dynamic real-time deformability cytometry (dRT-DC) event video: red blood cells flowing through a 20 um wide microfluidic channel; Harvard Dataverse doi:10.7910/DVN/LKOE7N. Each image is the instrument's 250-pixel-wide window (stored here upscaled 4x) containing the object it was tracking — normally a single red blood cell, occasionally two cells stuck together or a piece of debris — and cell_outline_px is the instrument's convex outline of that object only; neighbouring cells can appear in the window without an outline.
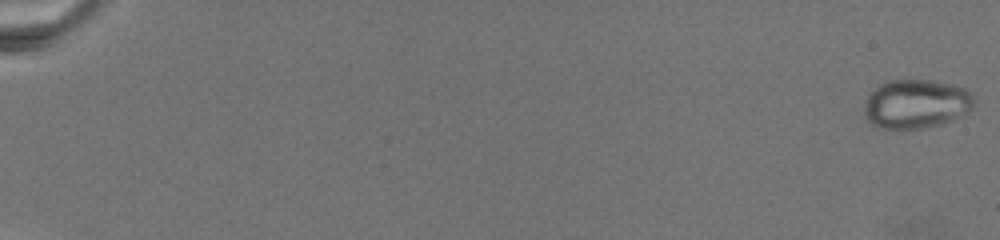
{"species": "common noctule bat (a hibernating species)", "species_latin": "Nyctalus noctula", "temperature_condition": "warm", "stored_images_in_passage": 16, "camera_frame_rate_fps": 3000, "um_per_image_px": 0.085, "animal": {"sex": "female", "body_mass_g": 19.5, "forearm_length_mm": 54.1}, "frame": {"image": 1, "passage_image": 1, "time_ms": 0.0, "image_size_px": [1000, 240], "cell_outline_px": [[972, 104], [968, 112], [964, 116], [940, 124], [924, 128], [880, 128], [872, 124], [864, 116], [864, 108], [868, 96], [880, 84], [888, 80], [932, 80], [952, 84], [964, 88], [972, 92]], "centroid_in_image_um": [77.88, 8.83], "position_along_channel_um": 7.1, "area_um2": 31.27}}
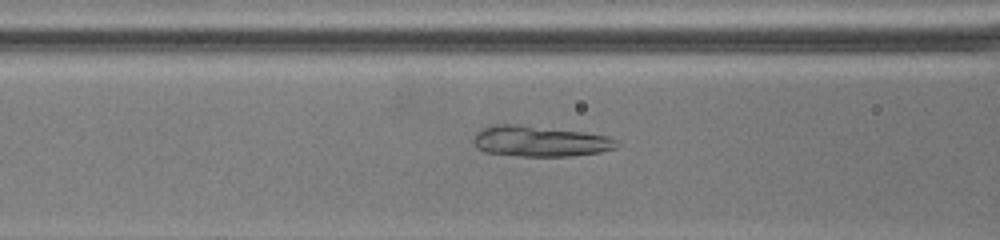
{"frame": {"image": 2, "passage_image": 13, "time_ms": 11.667, "image_size_px": [1000, 240], "cell_outline_px": [[620, 144], [616, 148], [600, 152], [572, 156], [516, 156], [484, 152], [476, 148], [472, 144], [472, 140], [476, 132], [480, 128], [492, 124], [520, 124], [588, 132], [608, 136], [616, 140]], "centroid_in_image_um": [45.85, 11.99], "position_along_channel_um": 120.7, "area_um2": 26.3}}
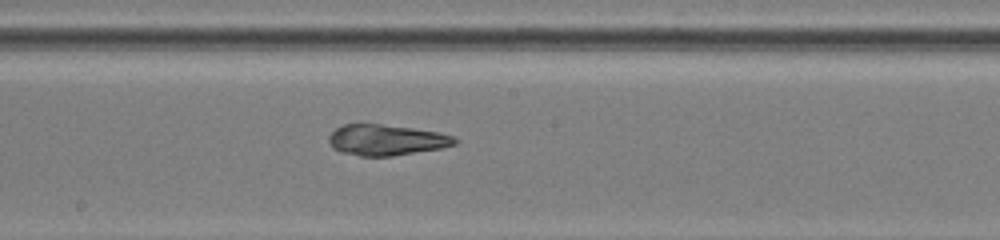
{"frame": {"image": 3, "passage_image": 16, "time_ms": 15.0, "image_size_px": [1000, 240], "cell_outline_px": [[460, 140], [456, 144], [440, 148], [392, 156], [360, 156], [340, 152], [332, 148], [328, 140], [328, 136], [336, 128], [344, 124], [380, 124], [412, 128], [440, 132], [452, 136]], "centroid_in_image_um": [32.82, 11.9], "position_along_channel_um": 215.4, "area_um2": 22.66}}